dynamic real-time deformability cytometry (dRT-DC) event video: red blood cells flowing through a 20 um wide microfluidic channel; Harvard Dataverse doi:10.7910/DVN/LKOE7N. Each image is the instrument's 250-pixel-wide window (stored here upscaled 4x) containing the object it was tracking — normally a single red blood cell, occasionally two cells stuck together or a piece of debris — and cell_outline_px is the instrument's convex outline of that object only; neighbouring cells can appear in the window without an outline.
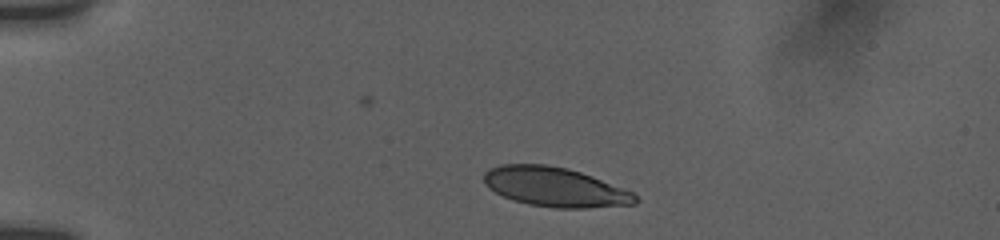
{"species": "human", "species_latin": "Homo sapiens", "temperature_condition": "room temperature", "stored_images_in_passage": 8, "camera_frame_rate_fps": 3000, "um_per_image_px": 0.085, "donor": {"sex": "female"}, "frame": {"image": 1, "passage_image": 1, "time_ms": 0.0, "image_size_px": [1000, 240], "cell_outline_px": [[640, 200], [636, 204], [588, 208], [556, 208], [528, 204], [512, 200], [488, 188], [484, 184], [484, 172], [488, 168], [500, 164], [544, 164], [568, 168], [592, 176], [632, 192]], "centroid_in_image_um": [47.15, 15.89], "position_along_channel_um": 37.8, "area_um2": 34.85}}
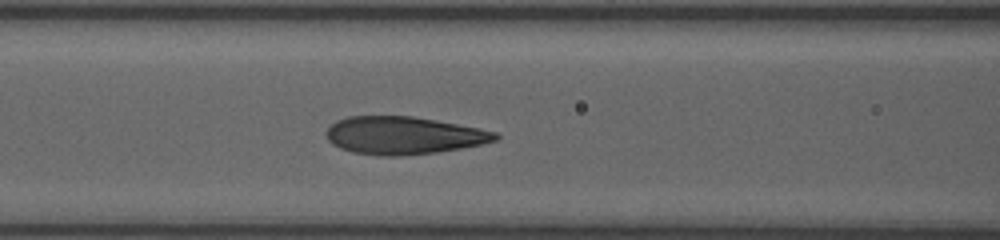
{"frame": {"image": 2, "passage_image": 6, "time_ms": 4.0, "image_size_px": [1000, 240], "cell_outline_px": [[500, 136], [496, 140], [484, 144], [436, 152], [400, 156], [380, 156], [352, 152], [340, 148], [332, 144], [328, 140], [324, 132], [336, 120], [348, 116], [412, 116], [436, 120], [480, 128], [496, 132]], "centroid_in_image_um": [34.28, 11.51], "position_along_channel_um": 132.3, "area_um2": 37.28}}
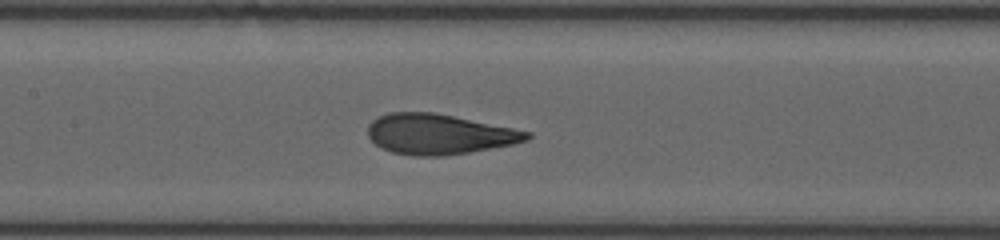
{"frame": {"image": 3, "passage_image": 8, "time_ms": 5.0, "image_size_px": [1000, 240], "cell_outline_px": [[532, 136], [528, 140], [512, 144], [468, 152], [444, 156], [416, 156], [392, 152], [380, 148], [368, 136], [368, 124], [372, 120], [380, 116], [392, 112], [432, 112], [532, 132]], "centroid_in_image_um": [37.29, 11.41], "position_along_channel_um": 170.1, "area_um2": 36.99}}